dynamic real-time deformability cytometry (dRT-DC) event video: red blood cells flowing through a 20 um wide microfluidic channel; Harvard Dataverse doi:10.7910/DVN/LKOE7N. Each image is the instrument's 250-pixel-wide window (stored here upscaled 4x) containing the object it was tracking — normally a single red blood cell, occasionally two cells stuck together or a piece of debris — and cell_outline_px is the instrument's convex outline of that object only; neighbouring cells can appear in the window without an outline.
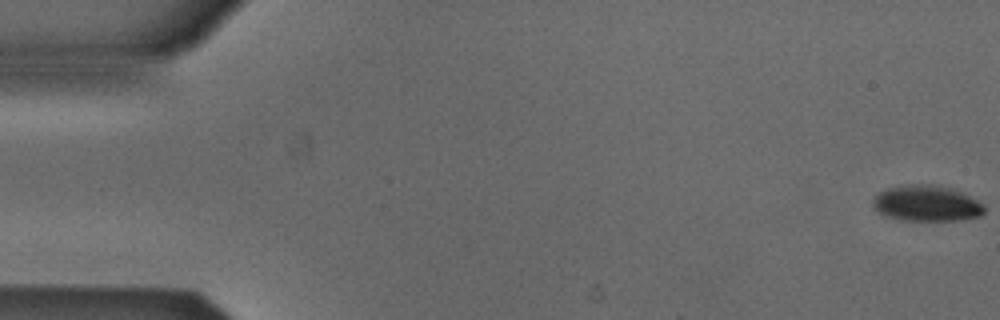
{"species": "Egyptian fruit bat (a non-hibernating species)", "species_latin": "Rousettus aegyptiacus", "temperature_condition": "cold", "stored_images_in_passage": 54, "camera_frame_rate_fps": 3000, "um_per_image_px": 0.085, "animal": {"sex": "male"}, "frame": {"image": 1, "passage_image": 1, "time_ms": 0.0, "image_size_px": [1000, 320], "cell_outline_px": [[984, 212], [980, 216], [964, 220], [904, 220], [888, 216], [872, 208], [872, 200], [880, 192], [888, 188], [904, 184], [932, 184], [952, 188], [984, 204]], "centroid_in_image_um": [78.76, 17.28], "position_along_channel_um": 6.2, "area_um2": 23.24}}
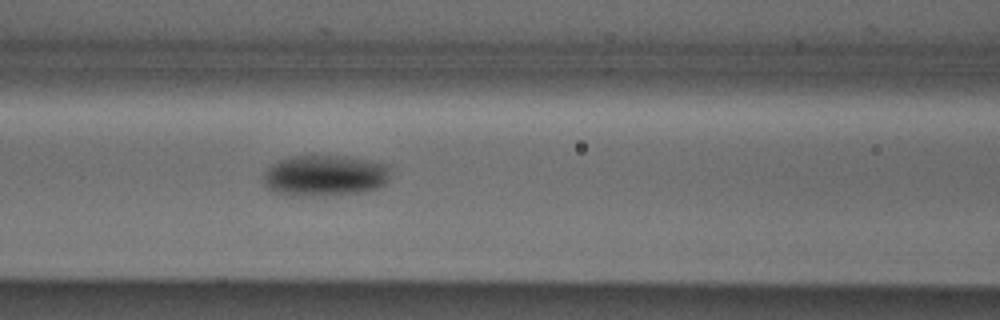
{"frame": {"image": 2, "passage_image": 23, "time_ms": 7.333, "image_size_px": [1000, 320], "cell_outline_px": [[388, 180], [384, 184], [376, 188], [364, 192], [312, 196], [288, 196], [272, 192], [264, 184], [264, 172], [272, 164], [280, 160], [292, 156], [348, 156], [388, 164]], "centroid_in_image_um": [27.58, 14.93], "position_along_channel_um": 139.0, "area_um2": 30.52}}
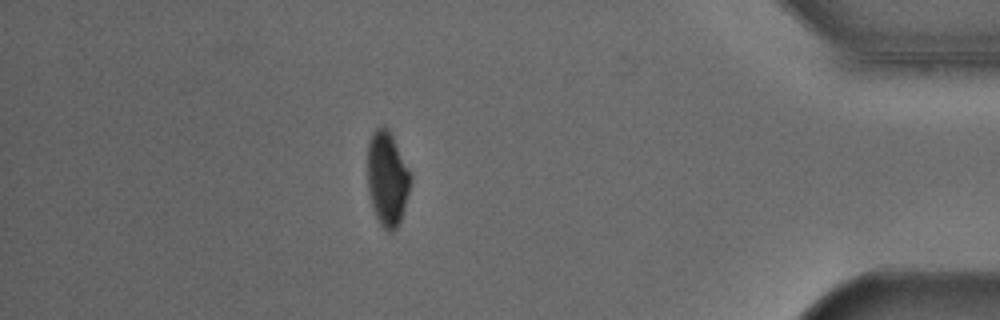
{"frame": {"image": 3, "passage_image": 47, "time_ms": 15.333, "image_size_px": [1000, 320], "cell_outline_px": [[412, 180], [400, 224], [392, 232], [388, 232], [380, 224], [376, 216], [372, 204], [368, 188], [368, 144], [372, 132], [376, 128], [384, 124], [388, 128], [412, 176]], "centroid_in_image_um": [32.92, 15.19], "position_along_channel_um": 402.3, "area_um2": 23.64}, "authors_computed_cell_mechanics": {"area_um2": 26.0678, "velocity_mm_per_s": 3.8632, "shape_relaxation_time_tau1_ms": 2.3633, "shape_relaxation_time_tau2_ms": null, "deformation_change_tau1": 0.0927, "deformation_change_tau2": null}}